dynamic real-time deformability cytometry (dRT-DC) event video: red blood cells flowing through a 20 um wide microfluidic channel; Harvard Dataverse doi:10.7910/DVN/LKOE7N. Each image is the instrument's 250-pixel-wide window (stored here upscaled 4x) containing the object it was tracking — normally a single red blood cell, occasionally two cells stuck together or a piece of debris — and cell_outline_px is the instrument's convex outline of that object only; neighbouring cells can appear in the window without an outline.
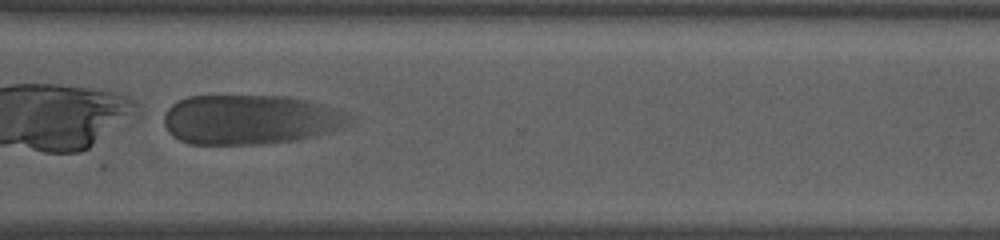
{"species": "human", "species_latin": "Homo sapiens", "temperature_condition": "warm", "stored_images_in_passage": 33, "camera_frame_rate_fps": 3000, "um_per_image_px": 0.085, "donor": {"sex": "female"}, "frame": {"image": 1, "passage_image": 27, "time_ms": 11.0, "image_size_px": [1000, 240], "cell_outline_px": [[348, 124], [340, 128], [328, 132], [296, 140], [260, 144], [188, 144], [172, 136], [168, 132], [164, 124], [164, 112], [172, 104], [188, 96], [288, 96], [324, 104], [344, 112], [348, 116]], "centroid_in_image_um": [21.2, 10.16], "position_along_channel_um": 349.4, "area_um2": 53.52}}